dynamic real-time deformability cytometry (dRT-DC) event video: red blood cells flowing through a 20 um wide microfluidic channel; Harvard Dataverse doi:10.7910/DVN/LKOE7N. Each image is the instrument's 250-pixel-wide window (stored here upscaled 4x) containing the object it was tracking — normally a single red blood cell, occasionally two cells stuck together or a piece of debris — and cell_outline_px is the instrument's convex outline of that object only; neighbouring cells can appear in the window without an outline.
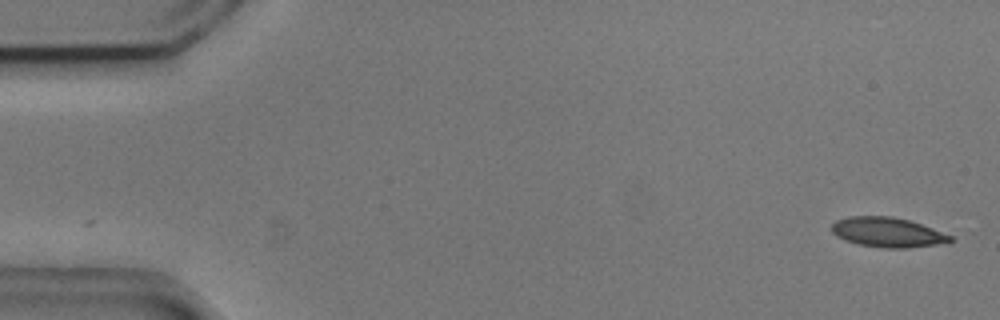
{"species": "common noctule bat (a hibernating species)", "species_latin": "Nyctalus noctula", "temperature_condition": "cold", "stored_images_in_passage": 53, "camera_frame_rate_fps": 3000, "um_per_image_px": 0.085, "animal": {"sex": "male", "body_mass_g": 20.5, "forearm_length_mm": 52.5}, "frame": {"image": 1, "passage_image": 1, "time_ms": 0.0, "image_size_px": [1000, 320], "cell_outline_px": [[956, 240], [936, 244], [908, 248], [884, 248], [860, 244], [844, 240], [836, 236], [832, 232], [832, 224], [836, 220], [848, 216], [892, 216], [908, 220], [932, 228], [952, 236]], "centroid_in_image_um": [75.42, 19.74], "position_along_channel_um": 9.6, "area_um2": 20.46}}
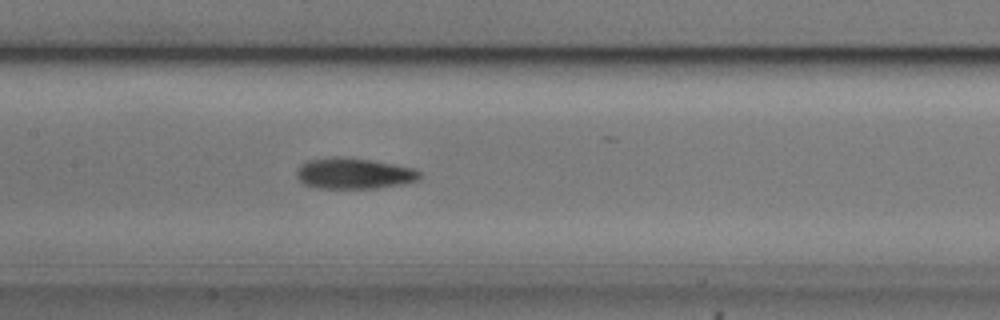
{"frame": {"image": 2, "passage_image": 25, "time_ms": 8.0, "image_size_px": [1000, 320], "cell_outline_px": [[424, 176], [420, 180], [404, 184], [376, 188], [316, 188], [304, 184], [296, 176], [296, 172], [300, 164], [308, 160], [332, 156], [336, 156], [368, 160], [392, 164], [412, 168], [420, 172]], "centroid_in_image_um": [30.08, 14.75], "position_along_channel_um": 177.3, "area_um2": 22.25}}
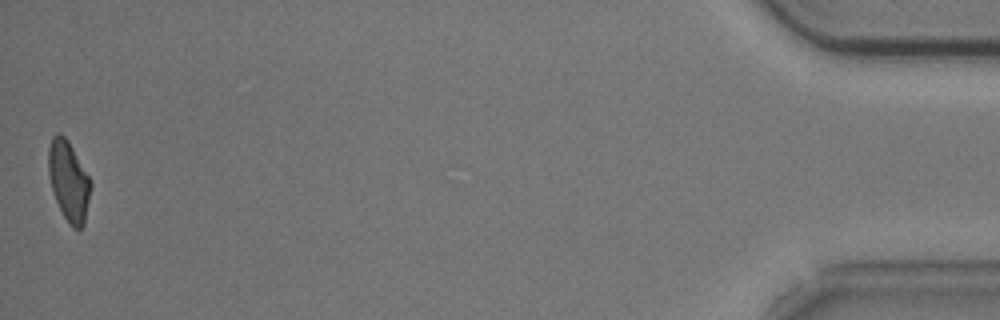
{"frame": {"image": 3, "passage_image": 53, "time_ms": 17.333, "image_size_px": [1000, 320], "cell_outline_px": [[92, 188], [84, 224], [80, 228], [72, 228], [68, 224], [52, 192], [48, 172], [48, 148], [52, 136], [56, 132], [60, 132], [68, 140], [88, 176], [92, 184]], "centroid_in_image_um": [5.83, 15.37], "position_along_channel_um": 429.4, "area_um2": 19.77}, "authors_computed_cell_mechanics": {"area_um2": 20.8658, "velocity_mm_per_s": 3.7205, "shape_relaxation_time_tau1_ms": 3.6217, "shape_relaxation_time_tau2_ms": 4.2778, "deformation_change_tau1": 0.1435, "deformation_change_tau2": 0.1151}}